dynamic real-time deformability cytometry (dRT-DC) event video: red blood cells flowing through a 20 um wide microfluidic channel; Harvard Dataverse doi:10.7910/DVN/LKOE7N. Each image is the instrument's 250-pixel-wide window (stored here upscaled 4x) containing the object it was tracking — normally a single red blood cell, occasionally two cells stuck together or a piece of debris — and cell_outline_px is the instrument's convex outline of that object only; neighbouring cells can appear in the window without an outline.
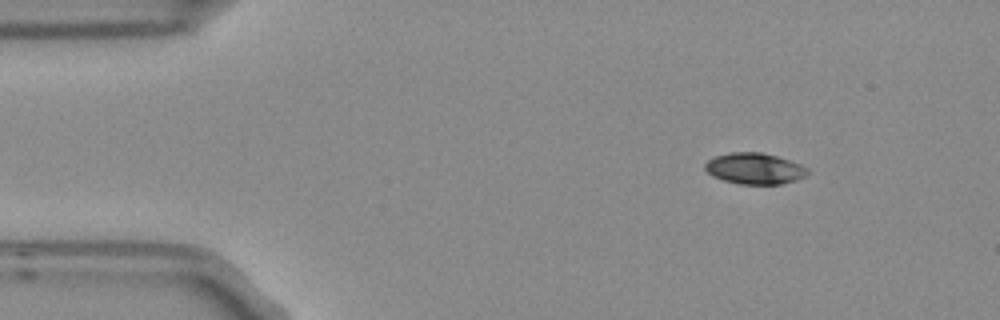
{"species": "Egyptian fruit bat (a non-hibernating species)", "species_latin": "Rousettus aegyptiacus", "temperature_condition": "room temperature", "stored_images_in_passage": 3, "camera_frame_rate_fps": 3000, "um_per_image_px": 0.085, "frame": {"image": 1, "passage_image": 1, "time_ms": 0.0, "image_size_px": [1000, 320], "cell_outline_px": [[808, 172], [804, 176], [796, 180], [780, 184], [740, 184], [724, 180], [712, 176], [704, 168], [704, 164], [708, 160], [716, 156], [732, 152], [760, 152], [776, 156], [800, 164], [808, 168]], "centroid_in_image_um": [64.12, 14.33], "position_along_channel_um": 20.9, "area_um2": 18.44}}